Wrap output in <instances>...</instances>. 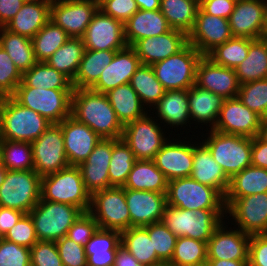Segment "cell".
<instances>
[{
  "instance_id": "obj_1",
  "label": "cell",
  "mask_w": 267,
  "mask_h": 266,
  "mask_svg": "<svg viewBox=\"0 0 267 266\" xmlns=\"http://www.w3.org/2000/svg\"><path fill=\"white\" fill-rule=\"evenodd\" d=\"M71 116L104 139L119 140L124 126L118 120L105 93L92 89H73Z\"/></svg>"
},
{
  "instance_id": "obj_2",
  "label": "cell",
  "mask_w": 267,
  "mask_h": 266,
  "mask_svg": "<svg viewBox=\"0 0 267 266\" xmlns=\"http://www.w3.org/2000/svg\"><path fill=\"white\" fill-rule=\"evenodd\" d=\"M202 142L208 147L213 159L221 166L229 179L252 165V138L208 130Z\"/></svg>"
},
{
  "instance_id": "obj_3",
  "label": "cell",
  "mask_w": 267,
  "mask_h": 266,
  "mask_svg": "<svg viewBox=\"0 0 267 266\" xmlns=\"http://www.w3.org/2000/svg\"><path fill=\"white\" fill-rule=\"evenodd\" d=\"M40 200L66 203L89 212L91 194L85 188L79 167L68 166L42 177Z\"/></svg>"
},
{
  "instance_id": "obj_4",
  "label": "cell",
  "mask_w": 267,
  "mask_h": 266,
  "mask_svg": "<svg viewBox=\"0 0 267 266\" xmlns=\"http://www.w3.org/2000/svg\"><path fill=\"white\" fill-rule=\"evenodd\" d=\"M73 89H45L26 86L22 81L12 97L22 106L58 124L71 115Z\"/></svg>"
},
{
  "instance_id": "obj_5",
  "label": "cell",
  "mask_w": 267,
  "mask_h": 266,
  "mask_svg": "<svg viewBox=\"0 0 267 266\" xmlns=\"http://www.w3.org/2000/svg\"><path fill=\"white\" fill-rule=\"evenodd\" d=\"M83 211L66 203L40 200L28 213L39 241H58L67 235Z\"/></svg>"
},
{
  "instance_id": "obj_6",
  "label": "cell",
  "mask_w": 267,
  "mask_h": 266,
  "mask_svg": "<svg viewBox=\"0 0 267 266\" xmlns=\"http://www.w3.org/2000/svg\"><path fill=\"white\" fill-rule=\"evenodd\" d=\"M52 123L32 109L7 96L1 114V139L33 142Z\"/></svg>"
},
{
  "instance_id": "obj_7",
  "label": "cell",
  "mask_w": 267,
  "mask_h": 266,
  "mask_svg": "<svg viewBox=\"0 0 267 266\" xmlns=\"http://www.w3.org/2000/svg\"><path fill=\"white\" fill-rule=\"evenodd\" d=\"M167 205L186 210H226L224 197L208 185L191 177L168 181Z\"/></svg>"
},
{
  "instance_id": "obj_8",
  "label": "cell",
  "mask_w": 267,
  "mask_h": 266,
  "mask_svg": "<svg viewBox=\"0 0 267 266\" xmlns=\"http://www.w3.org/2000/svg\"><path fill=\"white\" fill-rule=\"evenodd\" d=\"M41 179L35 170H7L0 186V206L28 214L40 201Z\"/></svg>"
},
{
  "instance_id": "obj_9",
  "label": "cell",
  "mask_w": 267,
  "mask_h": 266,
  "mask_svg": "<svg viewBox=\"0 0 267 266\" xmlns=\"http://www.w3.org/2000/svg\"><path fill=\"white\" fill-rule=\"evenodd\" d=\"M202 56L188 43L176 54L152 64L151 67L166 91L188 90L196 82V68Z\"/></svg>"
},
{
  "instance_id": "obj_10",
  "label": "cell",
  "mask_w": 267,
  "mask_h": 266,
  "mask_svg": "<svg viewBox=\"0 0 267 266\" xmlns=\"http://www.w3.org/2000/svg\"><path fill=\"white\" fill-rule=\"evenodd\" d=\"M89 213L99 228L122 232L130 228V214L125 199V188L112 186L91 195Z\"/></svg>"
},
{
  "instance_id": "obj_11",
  "label": "cell",
  "mask_w": 267,
  "mask_h": 266,
  "mask_svg": "<svg viewBox=\"0 0 267 266\" xmlns=\"http://www.w3.org/2000/svg\"><path fill=\"white\" fill-rule=\"evenodd\" d=\"M149 114V115H148ZM147 113L144 117L124 125L122 139L134 153L136 160H154L157 152L169 139L159 120ZM157 122H156V121Z\"/></svg>"
},
{
  "instance_id": "obj_12",
  "label": "cell",
  "mask_w": 267,
  "mask_h": 266,
  "mask_svg": "<svg viewBox=\"0 0 267 266\" xmlns=\"http://www.w3.org/2000/svg\"><path fill=\"white\" fill-rule=\"evenodd\" d=\"M31 146L34 170L41 177L70 166L59 124H51L35 141L31 142Z\"/></svg>"
},
{
  "instance_id": "obj_13",
  "label": "cell",
  "mask_w": 267,
  "mask_h": 266,
  "mask_svg": "<svg viewBox=\"0 0 267 266\" xmlns=\"http://www.w3.org/2000/svg\"><path fill=\"white\" fill-rule=\"evenodd\" d=\"M98 9V0H54L50 5V20L69 37L82 38Z\"/></svg>"
},
{
  "instance_id": "obj_14",
  "label": "cell",
  "mask_w": 267,
  "mask_h": 266,
  "mask_svg": "<svg viewBox=\"0 0 267 266\" xmlns=\"http://www.w3.org/2000/svg\"><path fill=\"white\" fill-rule=\"evenodd\" d=\"M227 213L245 234H267V192L236 198L226 208Z\"/></svg>"
},
{
  "instance_id": "obj_15",
  "label": "cell",
  "mask_w": 267,
  "mask_h": 266,
  "mask_svg": "<svg viewBox=\"0 0 267 266\" xmlns=\"http://www.w3.org/2000/svg\"><path fill=\"white\" fill-rule=\"evenodd\" d=\"M82 39L86 50H122L128 46L124 23L100 9L93 15Z\"/></svg>"
},
{
  "instance_id": "obj_16",
  "label": "cell",
  "mask_w": 267,
  "mask_h": 266,
  "mask_svg": "<svg viewBox=\"0 0 267 266\" xmlns=\"http://www.w3.org/2000/svg\"><path fill=\"white\" fill-rule=\"evenodd\" d=\"M262 118L238 97L225 99L213 130L254 138L259 135Z\"/></svg>"
},
{
  "instance_id": "obj_17",
  "label": "cell",
  "mask_w": 267,
  "mask_h": 266,
  "mask_svg": "<svg viewBox=\"0 0 267 266\" xmlns=\"http://www.w3.org/2000/svg\"><path fill=\"white\" fill-rule=\"evenodd\" d=\"M233 38L229 20L197 11L194 27L188 34V43L203 56H207L217 46Z\"/></svg>"
},
{
  "instance_id": "obj_18",
  "label": "cell",
  "mask_w": 267,
  "mask_h": 266,
  "mask_svg": "<svg viewBox=\"0 0 267 266\" xmlns=\"http://www.w3.org/2000/svg\"><path fill=\"white\" fill-rule=\"evenodd\" d=\"M222 222L207 242V260L248 261L250 235Z\"/></svg>"
},
{
  "instance_id": "obj_19",
  "label": "cell",
  "mask_w": 267,
  "mask_h": 266,
  "mask_svg": "<svg viewBox=\"0 0 267 266\" xmlns=\"http://www.w3.org/2000/svg\"><path fill=\"white\" fill-rule=\"evenodd\" d=\"M177 140L168 139L153 160L168 181L190 177L193 169V142Z\"/></svg>"
},
{
  "instance_id": "obj_20",
  "label": "cell",
  "mask_w": 267,
  "mask_h": 266,
  "mask_svg": "<svg viewBox=\"0 0 267 266\" xmlns=\"http://www.w3.org/2000/svg\"><path fill=\"white\" fill-rule=\"evenodd\" d=\"M61 126L66 157L70 166H79L87 160L101 137L71 115L58 123Z\"/></svg>"
},
{
  "instance_id": "obj_21",
  "label": "cell",
  "mask_w": 267,
  "mask_h": 266,
  "mask_svg": "<svg viewBox=\"0 0 267 266\" xmlns=\"http://www.w3.org/2000/svg\"><path fill=\"white\" fill-rule=\"evenodd\" d=\"M195 85L224 99L237 97L240 87L233 68L217 65L207 56L197 64Z\"/></svg>"
},
{
  "instance_id": "obj_22",
  "label": "cell",
  "mask_w": 267,
  "mask_h": 266,
  "mask_svg": "<svg viewBox=\"0 0 267 266\" xmlns=\"http://www.w3.org/2000/svg\"><path fill=\"white\" fill-rule=\"evenodd\" d=\"M265 8L262 0H237L228 19L233 37H265Z\"/></svg>"
},
{
  "instance_id": "obj_23",
  "label": "cell",
  "mask_w": 267,
  "mask_h": 266,
  "mask_svg": "<svg viewBox=\"0 0 267 266\" xmlns=\"http://www.w3.org/2000/svg\"><path fill=\"white\" fill-rule=\"evenodd\" d=\"M130 227H144L160 222L167 206L166 193L125 189Z\"/></svg>"
},
{
  "instance_id": "obj_24",
  "label": "cell",
  "mask_w": 267,
  "mask_h": 266,
  "mask_svg": "<svg viewBox=\"0 0 267 266\" xmlns=\"http://www.w3.org/2000/svg\"><path fill=\"white\" fill-rule=\"evenodd\" d=\"M188 44V35L170 29L168 32L136 41L131 47L135 50L141 64L152 65L176 54Z\"/></svg>"
},
{
  "instance_id": "obj_25",
  "label": "cell",
  "mask_w": 267,
  "mask_h": 266,
  "mask_svg": "<svg viewBox=\"0 0 267 266\" xmlns=\"http://www.w3.org/2000/svg\"><path fill=\"white\" fill-rule=\"evenodd\" d=\"M112 154V139L101 138L87 160L78 167L86 190L94 192L110 188L108 168Z\"/></svg>"
},
{
  "instance_id": "obj_26",
  "label": "cell",
  "mask_w": 267,
  "mask_h": 266,
  "mask_svg": "<svg viewBox=\"0 0 267 266\" xmlns=\"http://www.w3.org/2000/svg\"><path fill=\"white\" fill-rule=\"evenodd\" d=\"M140 65V59L131 46L116 51L111 63L103 69L98 81L90 89L106 93L119 85L130 83Z\"/></svg>"
},
{
  "instance_id": "obj_27",
  "label": "cell",
  "mask_w": 267,
  "mask_h": 266,
  "mask_svg": "<svg viewBox=\"0 0 267 266\" xmlns=\"http://www.w3.org/2000/svg\"><path fill=\"white\" fill-rule=\"evenodd\" d=\"M195 142L193 143V169L190 177L201 184L215 188L224 197L228 191L230 179L213 159L208 147L200 140L198 141L200 143Z\"/></svg>"
},
{
  "instance_id": "obj_28",
  "label": "cell",
  "mask_w": 267,
  "mask_h": 266,
  "mask_svg": "<svg viewBox=\"0 0 267 266\" xmlns=\"http://www.w3.org/2000/svg\"><path fill=\"white\" fill-rule=\"evenodd\" d=\"M51 2L52 0L25 1L5 28L32 39L50 20Z\"/></svg>"
},
{
  "instance_id": "obj_29",
  "label": "cell",
  "mask_w": 267,
  "mask_h": 266,
  "mask_svg": "<svg viewBox=\"0 0 267 266\" xmlns=\"http://www.w3.org/2000/svg\"><path fill=\"white\" fill-rule=\"evenodd\" d=\"M224 98L195 84L188 89V104L192 123L205 125L213 130L220 114ZM204 123V124H202ZM209 123V124H208Z\"/></svg>"
},
{
  "instance_id": "obj_30",
  "label": "cell",
  "mask_w": 267,
  "mask_h": 266,
  "mask_svg": "<svg viewBox=\"0 0 267 266\" xmlns=\"http://www.w3.org/2000/svg\"><path fill=\"white\" fill-rule=\"evenodd\" d=\"M125 40L128 46L147 37L161 35L171 28L160 10L139 9L124 23Z\"/></svg>"
},
{
  "instance_id": "obj_31",
  "label": "cell",
  "mask_w": 267,
  "mask_h": 266,
  "mask_svg": "<svg viewBox=\"0 0 267 266\" xmlns=\"http://www.w3.org/2000/svg\"><path fill=\"white\" fill-rule=\"evenodd\" d=\"M155 110L159 122L180 129L187 123H191L189 104H188V90H167L164 96L152 107ZM164 121V122H163ZM190 122V123H189ZM166 123V124H165ZM172 126V127H171Z\"/></svg>"
},
{
  "instance_id": "obj_32",
  "label": "cell",
  "mask_w": 267,
  "mask_h": 266,
  "mask_svg": "<svg viewBox=\"0 0 267 266\" xmlns=\"http://www.w3.org/2000/svg\"><path fill=\"white\" fill-rule=\"evenodd\" d=\"M120 245V231L98 228L84 247L87 266H114L116 252Z\"/></svg>"
},
{
  "instance_id": "obj_33",
  "label": "cell",
  "mask_w": 267,
  "mask_h": 266,
  "mask_svg": "<svg viewBox=\"0 0 267 266\" xmlns=\"http://www.w3.org/2000/svg\"><path fill=\"white\" fill-rule=\"evenodd\" d=\"M267 192V169L250 165L230 179L224 196L227 208L236 198Z\"/></svg>"
},
{
  "instance_id": "obj_34",
  "label": "cell",
  "mask_w": 267,
  "mask_h": 266,
  "mask_svg": "<svg viewBox=\"0 0 267 266\" xmlns=\"http://www.w3.org/2000/svg\"><path fill=\"white\" fill-rule=\"evenodd\" d=\"M105 94L123 126L144 117L149 111L144 107L130 83L119 85L116 88L110 89Z\"/></svg>"
},
{
  "instance_id": "obj_35",
  "label": "cell",
  "mask_w": 267,
  "mask_h": 266,
  "mask_svg": "<svg viewBox=\"0 0 267 266\" xmlns=\"http://www.w3.org/2000/svg\"><path fill=\"white\" fill-rule=\"evenodd\" d=\"M168 180L153 160H136L123 188L166 193Z\"/></svg>"
},
{
  "instance_id": "obj_36",
  "label": "cell",
  "mask_w": 267,
  "mask_h": 266,
  "mask_svg": "<svg viewBox=\"0 0 267 266\" xmlns=\"http://www.w3.org/2000/svg\"><path fill=\"white\" fill-rule=\"evenodd\" d=\"M119 50H85L78 72L72 81L73 89H90L99 79L103 69Z\"/></svg>"
},
{
  "instance_id": "obj_37",
  "label": "cell",
  "mask_w": 267,
  "mask_h": 266,
  "mask_svg": "<svg viewBox=\"0 0 267 266\" xmlns=\"http://www.w3.org/2000/svg\"><path fill=\"white\" fill-rule=\"evenodd\" d=\"M234 70L240 85L267 78V37L254 39L247 57Z\"/></svg>"
},
{
  "instance_id": "obj_38",
  "label": "cell",
  "mask_w": 267,
  "mask_h": 266,
  "mask_svg": "<svg viewBox=\"0 0 267 266\" xmlns=\"http://www.w3.org/2000/svg\"><path fill=\"white\" fill-rule=\"evenodd\" d=\"M85 50L82 38L69 37L45 62L73 81Z\"/></svg>"
},
{
  "instance_id": "obj_39",
  "label": "cell",
  "mask_w": 267,
  "mask_h": 266,
  "mask_svg": "<svg viewBox=\"0 0 267 266\" xmlns=\"http://www.w3.org/2000/svg\"><path fill=\"white\" fill-rule=\"evenodd\" d=\"M199 4L194 0H161L160 12L165 16L171 29L187 35L192 31Z\"/></svg>"
},
{
  "instance_id": "obj_40",
  "label": "cell",
  "mask_w": 267,
  "mask_h": 266,
  "mask_svg": "<svg viewBox=\"0 0 267 266\" xmlns=\"http://www.w3.org/2000/svg\"><path fill=\"white\" fill-rule=\"evenodd\" d=\"M0 46L23 74L36 64L32 40L6 28L0 32Z\"/></svg>"
},
{
  "instance_id": "obj_41",
  "label": "cell",
  "mask_w": 267,
  "mask_h": 266,
  "mask_svg": "<svg viewBox=\"0 0 267 266\" xmlns=\"http://www.w3.org/2000/svg\"><path fill=\"white\" fill-rule=\"evenodd\" d=\"M121 245L145 266L162 261L153 251V244L144 227H130L121 232Z\"/></svg>"
},
{
  "instance_id": "obj_42",
  "label": "cell",
  "mask_w": 267,
  "mask_h": 266,
  "mask_svg": "<svg viewBox=\"0 0 267 266\" xmlns=\"http://www.w3.org/2000/svg\"><path fill=\"white\" fill-rule=\"evenodd\" d=\"M131 87L136 91L142 104L151 112L154 106L165 93V89L156 78L150 65L141 64L130 80ZM148 105V106H147Z\"/></svg>"
},
{
  "instance_id": "obj_43",
  "label": "cell",
  "mask_w": 267,
  "mask_h": 266,
  "mask_svg": "<svg viewBox=\"0 0 267 266\" xmlns=\"http://www.w3.org/2000/svg\"><path fill=\"white\" fill-rule=\"evenodd\" d=\"M22 82L28 87L45 89H73L72 81L63 73L50 67L45 61L36 62L22 75Z\"/></svg>"
},
{
  "instance_id": "obj_44",
  "label": "cell",
  "mask_w": 267,
  "mask_h": 266,
  "mask_svg": "<svg viewBox=\"0 0 267 266\" xmlns=\"http://www.w3.org/2000/svg\"><path fill=\"white\" fill-rule=\"evenodd\" d=\"M135 162V155L124 140L112 139V154L108 168L110 186L123 187Z\"/></svg>"
},
{
  "instance_id": "obj_45",
  "label": "cell",
  "mask_w": 267,
  "mask_h": 266,
  "mask_svg": "<svg viewBox=\"0 0 267 266\" xmlns=\"http://www.w3.org/2000/svg\"><path fill=\"white\" fill-rule=\"evenodd\" d=\"M68 39L67 33L53 21L49 20L31 39L36 61H46Z\"/></svg>"
},
{
  "instance_id": "obj_46",
  "label": "cell",
  "mask_w": 267,
  "mask_h": 266,
  "mask_svg": "<svg viewBox=\"0 0 267 266\" xmlns=\"http://www.w3.org/2000/svg\"><path fill=\"white\" fill-rule=\"evenodd\" d=\"M253 40L233 37L217 46L207 57L217 65L235 69L247 57L249 45Z\"/></svg>"
},
{
  "instance_id": "obj_47",
  "label": "cell",
  "mask_w": 267,
  "mask_h": 266,
  "mask_svg": "<svg viewBox=\"0 0 267 266\" xmlns=\"http://www.w3.org/2000/svg\"><path fill=\"white\" fill-rule=\"evenodd\" d=\"M1 163L7 170H34L31 143L2 139Z\"/></svg>"
},
{
  "instance_id": "obj_48",
  "label": "cell",
  "mask_w": 267,
  "mask_h": 266,
  "mask_svg": "<svg viewBox=\"0 0 267 266\" xmlns=\"http://www.w3.org/2000/svg\"><path fill=\"white\" fill-rule=\"evenodd\" d=\"M207 261V243L188 237H178L170 262L174 266H187Z\"/></svg>"
},
{
  "instance_id": "obj_49",
  "label": "cell",
  "mask_w": 267,
  "mask_h": 266,
  "mask_svg": "<svg viewBox=\"0 0 267 266\" xmlns=\"http://www.w3.org/2000/svg\"><path fill=\"white\" fill-rule=\"evenodd\" d=\"M237 97L262 119L267 117V78L241 84Z\"/></svg>"
},
{
  "instance_id": "obj_50",
  "label": "cell",
  "mask_w": 267,
  "mask_h": 266,
  "mask_svg": "<svg viewBox=\"0 0 267 266\" xmlns=\"http://www.w3.org/2000/svg\"><path fill=\"white\" fill-rule=\"evenodd\" d=\"M194 212L195 215H192L191 238L207 243L214 230L227 216L226 210L197 209Z\"/></svg>"
},
{
  "instance_id": "obj_51",
  "label": "cell",
  "mask_w": 267,
  "mask_h": 266,
  "mask_svg": "<svg viewBox=\"0 0 267 266\" xmlns=\"http://www.w3.org/2000/svg\"><path fill=\"white\" fill-rule=\"evenodd\" d=\"M153 244V251L162 261H170L177 241L174 235L161 221L144 226Z\"/></svg>"
},
{
  "instance_id": "obj_52",
  "label": "cell",
  "mask_w": 267,
  "mask_h": 266,
  "mask_svg": "<svg viewBox=\"0 0 267 266\" xmlns=\"http://www.w3.org/2000/svg\"><path fill=\"white\" fill-rule=\"evenodd\" d=\"M192 215H195L194 210L167 205L161 222L177 237L191 238Z\"/></svg>"
},
{
  "instance_id": "obj_53",
  "label": "cell",
  "mask_w": 267,
  "mask_h": 266,
  "mask_svg": "<svg viewBox=\"0 0 267 266\" xmlns=\"http://www.w3.org/2000/svg\"><path fill=\"white\" fill-rule=\"evenodd\" d=\"M22 75L7 52L0 46V93L12 96L22 81Z\"/></svg>"
},
{
  "instance_id": "obj_54",
  "label": "cell",
  "mask_w": 267,
  "mask_h": 266,
  "mask_svg": "<svg viewBox=\"0 0 267 266\" xmlns=\"http://www.w3.org/2000/svg\"><path fill=\"white\" fill-rule=\"evenodd\" d=\"M4 239L20 246L32 248L39 240L31 216L24 214L17 224L7 232Z\"/></svg>"
},
{
  "instance_id": "obj_55",
  "label": "cell",
  "mask_w": 267,
  "mask_h": 266,
  "mask_svg": "<svg viewBox=\"0 0 267 266\" xmlns=\"http://www.w3.org/2000/svg\"><path fill=\"white\" fill-rule=\"evenodd\" d=\"M30 248L2 239L0 241V266H31Z\"/></svg>"
},
{
  "instance_id": "obj_56",
  "label": "cell",
  "mask_w": 267,
  "mask_h": 266,
  "mask_svg": "<svg viewBox=\"0 0 267 266\" xmlns=\"http://www.w3.org/2000/svg\"><path fill=\"white\" fill-rule=\"evenodd\" d=\"M30 256L31 266H63L55 241H38Z\"/></svg>"
},
{
  "instance_id": "obj_57",
  "label": "cell",
  "mask_w": 267,
  "mask_h": 266,
  "mask_svg": "<svg viewBox=\"0 0 267 266\" xmlns=\"http://www.w3.org/2000/svg\"><path fill=\"white\" fill-rule=\"evenodd\" d=\"M98 228L93 216L89 212H83L68 230L66 237L85 247Z\"/></svg>"
},
{
  "instance_id": "obj_58",
  "label": "cell",
  "mask_w": 267,
  "mask_h": 266,
  "mask_svg": "<svg viewBox=\"0 0 267 266\" xmlns=\"http://www.w3.org/2000/svg\"><path fill=\"white\" fill-rule=\"evenodd\" d=\"M56 247L63 266H87L84 246L75 243L65 236L56 241Z\"/></svg>"
},
{
  "instance_id": "obj_59",
  "label": "cell",
  "mask_w": 267,
  "mask_h": 266,
  "mask_svg": "<svg viewBox=\"0 0 267 266\" xmlns=\"http://www.w3.org/2000/svg\"><path fill=\"white\" fill-rule=\"evenodd\" d=\"M98 2L99 9L104 14L123 23L139 10L135 0H98Z\"/></svg>"
},
{
  "instance_id": "obj_60",
  "label": "cell",
  "mask_w": 267,
  "mask_h": 266,
  "mask_svg": "<svg viewBox=\"0 0 267 266\" xmlns=\"http://www.w3.org/2000/svg\"><path fill=\"white\" fill-rule=\"evenodd\" d=\"M248 266H267V234L250 236Z\"/></svg>"
},
{
  "instance_id": "obj_61",
  "label": "cell",
  "mask_w": 267,
  "mask_h": 266,
  "mask_svg": "<svg viewBox=\"0 0 267 266\" xmlns=\"http://www.w3.org/2000/svg\"><path fill=\"white\" fill-rule=\"evenodd\" d=\"M237 0H203L199 8L206 14L229 19Z\"/></svg>"
},
{
  "instance_id": "obj_62",
  "label": "cell",
  "mask_w": 267,
  "mask_h": 266,
  "mask_svg": "<svg viewBox=\"0 0 267 266\" xmlns=\"http://www.w3.org/2000/svg\"><path fill=\"white\" fill-rule=\"evenodd\" d=\"M251 162L253 166L267 169V142L259 135L252 138Z\"/></svg>"
},
{
  "instance_id": "obj_63",
  "label": "cell",
  "mask_w": 267,
  "mask_h": 266,
  "mask_svg": "<svg viewBox=\"0 0 267 266\" xmlns=\"http://www.w3.org/2000/svg\"><path fill=\"white\" fill-rule=\"evenodd\" d=\"M24 215L23 212L0 206V232L3 236L17 224Z\"/></svg>"
},
{
  "instance_id": "obj_64",
  "label": "cell",
  "mask_w": 267,
  "mask_h": 266,
  "mask_svg": "<svg viewBox=\"0 0 267 266\" xmlns=\"http://www.w3.org/2000/svg\"><path fill=\"white\" fill-rule=\"evenodd\" d=\"M26 0H0V19L6 25L21 9Z\"/></svg>"
},
{
  "instance_id": "obj_65",
  "label": "cell",
  "mask_w": 267,
  "mask_h": 266,
  "mask_svg": "<svg viewBox=\"0 0 267 266\" xmlns=\"http://www.w3.org/2000/svg\"><path fill=\"white\" fill-rule=\"evenodd\" d=\"M114 266H145V265L140 264L126 248L120 245L116 252Z\"/></svg>"
},
{
  "instance_id": "obj_66",
  "label": "cell",
  "mask_w": 267,
  "mask_h": 266,
  "mask_svg": "<svg viewBox=\"0 0 267 266\" xmlns=\"http://www.w3.org/2000/svg\"><path fill=\"white\" fill-rule=\"evenodd\" d=\"M209 266H248V261L237 260H207Z\"/></svg>"
},
{
  "instance_id": "obj_67",
  "label": "cell",
  "mask_w": 267,
  "mask_h": 266,
  "mask_svg": "<svg viewBox=\"0 0 267 266\" xmlns=\"http://www.w3.org/2000/svg\"><path fill=\"white\" fill-rule=\"evenodd\" d=\"M141 10H160L161 0H135Z\"/></svg>"
},
{
  "instance_id": "obj_68",
  "label": "cell",
  "mask_w": 267,
  "mask_h": 266,
  "mask_svg": "<svg viewBox=\"0 0 267 266\" xmlns=\"http://www.w3.org/2000/svg\"><path fill=\"white\" fill-rule=\"evenodd\" d=\"M259 136L267 142V117L261 121Z\"/></svg>"
},
{
  "instance_id": "obj_69",
  "label": "cell",
  "mask_w": 267,
  "mask_h": 266,
  "mask_svg": "<svg viewBox=\"0 0 267 266\" xmlns=\"http://www.w3.org/2000/svg\"><path fill=\"white\" fill-rule=\"evenodd\" d=\"M7 96L0 93V133H1V114L3 110L4 103L6 101Z\"/></svg>"
},
{
  "instance_id": "obj_70",
  "label": "cell",
  "mask_w": 267,
  "mask_h": 266,
  "mask_svg": "<svg viewBox=\"0 0 267 266\" xmlns=\"http://www.w3.org/2000/svg\"><path fill=\"white\" fill-rule=\"evenodd\" d=\"M7 173V169L5 166L0 162V186L4 181L5 175Z\"/></svg>"
},
{
  "instance_id": "obj_71",
  "label": "cell",
  "mask_w": 267,
  "mask_h": 266,
  "mask_svg": "<svg viewBox=\"0 0 267 266\" xmlns=\"http://www.w3.org/2000/svg\"><path fill=\"white\" fill-rule=\"evenodd\" d=\"M147 266H174L170 261H159L157 263L147 265Z\"/></svg>"
},
{
  "instance_id": "obj_72",
  "label": "cell",
  "mask_w": 267,
  "mask_h": 266,
  "mask_svg": "<svg viewBox=\"0 0 267 266\" xmlns=\"http://www.w3.org/2000/svg\"><path fill=\"white\" fill-rule=\"evenodd\" d=\"M265 37H267V4L265 8Z\"/></svg>"
},
{
  "instance_id": "obj_73",
  "label": "cell",
  "mask_w": 267,
  "mask_h": 266,
  "mask_svg": "<svg viewBox=\"0 0 267 266\" xmlns=\"http://www.w3.org/2000/svg\"><path fill=\"white\" fill-rule=\"evenodd\" d=\"M187 266H209L208 261H205L203 263L200 264H195V265H187Z\"/></svg>"
},
{
  "instance_id": "obj_74",
  "label": "cell",
  "mask_w": 267,
  "mask_h": 266,
  "mask_svg": "<svg viewBox=\"0 0 267 266\" xmlns=\"http://www.w3.org/2000/svg\"><path fill=\"white\" fill-rule=\"evenodd\" d=\"M5 29V25L3 24V22L0 19V32Z\"/></svg>"
},
{
  "instance_id": "obj_75",
  "label": "cell",
  "mask_w": 267,
  "mask_h": 266,
  "mask_svg": "<svg viewBox=\"0 0 267 266\" xmlns=\"http://www.w3.org/2000/svg\"><path fill=\"white\" fill-rule=\"evenodd\" d=\"M1 147H2V139L0 138V162H1Z\"/></svg>"
},
{
  "instance_id": "obj_76",
  "label": "cell",
  "mask_w": 267,
  "mask_h": 266,
  "mask_svg": "<svg viewBox=\"0 0 267 266\" xmlns=\"http://www.w3.org/2000/svg\"><path fill=\"white\" fill-rule=\"evenodd\" d=\"M194 1L200 4L203 0H194Z\"/></svg>"
},
{
  "instance_id": "obj_77",
  "label": "cell",
  "mask_w": 267,
  "mask_h": 266,
  "mask_svg": "<svg viewBox=\"0 0 267 266\" xmlns=\"http://www.w3.org/2000/svg\"><path fill=\"white\" fill-rule=\"evenodd\" d=\"M2 239H4V236L1 234V232H0V241L2 240Z\"/></svg>"
}]
</instances>
